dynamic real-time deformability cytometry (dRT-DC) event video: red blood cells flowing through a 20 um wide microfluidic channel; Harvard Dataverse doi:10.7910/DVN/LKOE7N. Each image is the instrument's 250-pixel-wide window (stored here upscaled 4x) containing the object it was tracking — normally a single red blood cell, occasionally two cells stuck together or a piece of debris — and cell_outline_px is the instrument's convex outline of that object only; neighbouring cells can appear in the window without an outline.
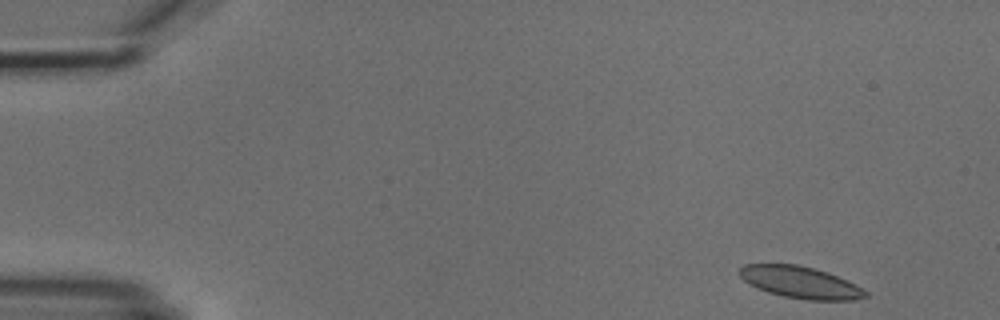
{"species": "common noctule bat (a hibernating species)", "species_latin": "Nyctalus noctula", "temperature_condition": "cold", "stored_images_in_passage": 5, "segment_of_instrument_passage": [1, 2], "camera_frame_rate_fps": 3000, "um_per_image_px": 0.085, "animal": {"sex": "male", "body_mass_g": 18.8}, "frame": {"image": 1, "passage_image": 1, "time_ms": 0.0, "image_size_px": [1000, 320], "cell_outline_px": [[868, 296], [852, 300], [808, 300], [784, 296], [768, 292], [756, 288], [748, 284], [740, 276], [740, 268], [744, 264], [796, 264], [828, 272], [856, 284], [868, 292]], "centroid_in_image_um": [68.03, 24.0], "position_along_channel_um": 17.0, "area_um2": 23.29}}